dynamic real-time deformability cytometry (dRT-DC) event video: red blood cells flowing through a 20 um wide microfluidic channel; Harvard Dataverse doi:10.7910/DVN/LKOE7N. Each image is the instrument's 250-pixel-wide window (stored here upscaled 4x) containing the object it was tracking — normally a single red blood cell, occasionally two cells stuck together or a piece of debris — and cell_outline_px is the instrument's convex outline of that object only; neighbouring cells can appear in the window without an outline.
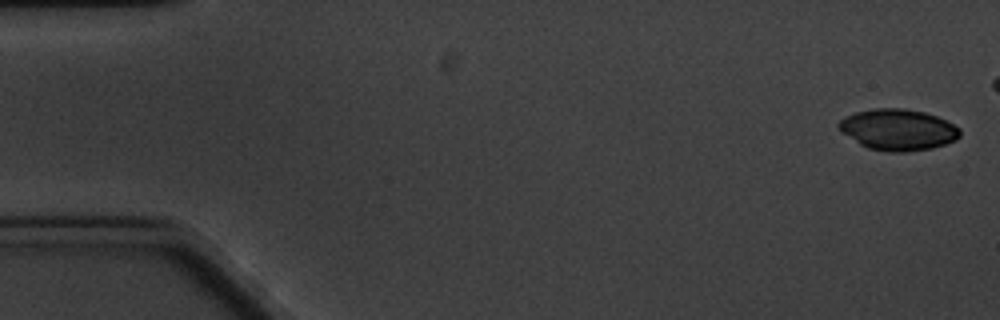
{"species": "common noctule bat (a hibernating species)", "species_latin": "Nyctalus noctula", "temperature_condition": "cold", "stored_images_in_passage": 4, "camera_frame_rate_fps": 3000, "um_per_image_px": 0.085, "animal": {"sex": "male", "body_mass_g": 20.1, "forearm_length_mm": 53.5}, "frame": {"image": 1, "passage_image": 1, "time_ms": 0.0, "image_size_px": [1000, 320], "cell_outline_px": [[960, 136], [956, 140], [932, 148], [904, 152], [888, 152], [868, 148], [860, 144], [840, 132], [836, 128], [836, 124], [844, 116], [856, 112], [872, 108], [904, 108], [924, 112], [936, 116], [960, 128]], "centroid_in_image_um": [76.28, 11.02], "position_along_channel_um": 8.7, "area_um2": 29.25}}